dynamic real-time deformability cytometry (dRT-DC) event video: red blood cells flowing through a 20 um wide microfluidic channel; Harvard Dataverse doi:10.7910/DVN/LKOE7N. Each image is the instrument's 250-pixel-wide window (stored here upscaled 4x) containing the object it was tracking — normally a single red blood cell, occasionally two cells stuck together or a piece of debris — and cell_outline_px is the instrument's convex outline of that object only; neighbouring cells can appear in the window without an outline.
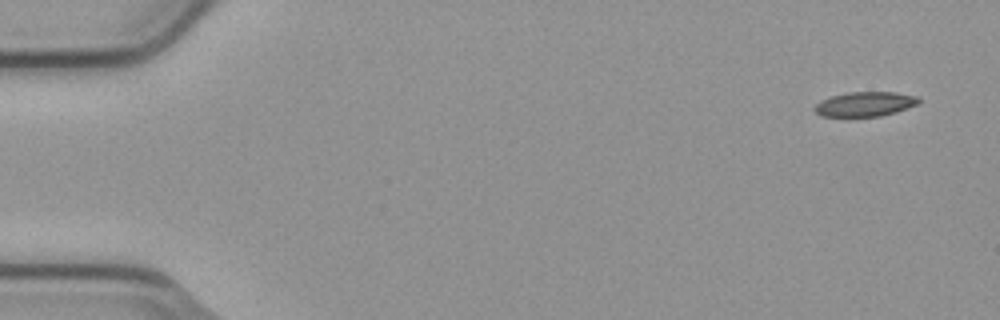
{"species": "common noctule bat (a hibernating species)", "species_latin": "Nyctalus noctula", "temperature_condition": "cold", "stored_images_in_passage": 8, "camera_frame_rate_fps": 3000, "um_per_image_px": 0.085, "animal": {"sex": "male", "body_mass_g": 23.1, "forearm_length_mm": 52.7}, "frame": {"image": 1, "passage_image": 1, "time_ms": 0.0, "image_size_px": [1000, 320], "cell_outline_px": [[920, 100], [916, 104], [896, 112], [880, 116], [820, 116], [812, 108], [820, 100], [828, 96], [848, 92], [896, 92], [920, 96]], "centroid_in_image_um": [73.5, 8.83], "position_along_channel_um": 11.5, "area_um2": 15.03}}
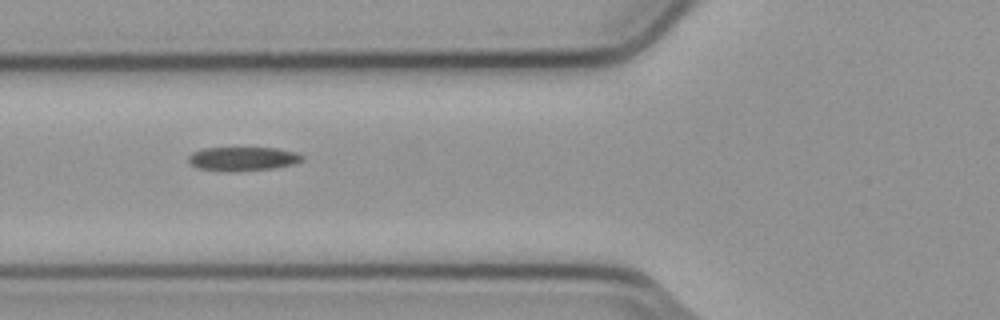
{"frame": {"image": 2, "passage_image": 6, "time_ms": 1.667, "image_size_px": [1000, 320], "cell_outline_px": [[304, 160], [292, 164], [272, 168], [200, 168], [192, 164], [188, 160], [188, 156], [192, 152], [204, 148], [276, 148], [296, 152], [304, 156]], "centroid_in_image_um": [20.7, 13.43], "position_along_channel_um": 105.1, "area_um2": 14.68}}
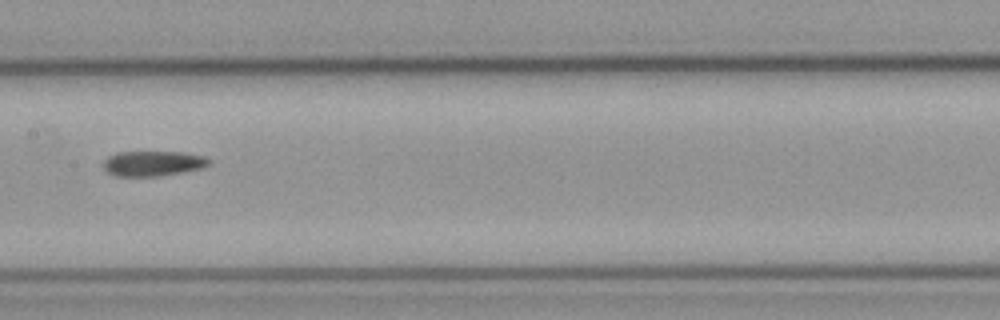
{"frame": {"image": 3, "passage_image": 8, "time_ms": 2.333, "image_size_px": [1000, 320], "cell_outline_px": [[212, 160], [208, 164], [200, 168], [180, 172], [156, 176], [116, 176], [108, 172], [104, 168], [104, 160], [108, 156], [116, 152], [184, 152], [204, 156]], "centroid_in_image_um": [12.98, 13.88], "position_along_channel_um": 194.4, "area_um2": 15.32}}